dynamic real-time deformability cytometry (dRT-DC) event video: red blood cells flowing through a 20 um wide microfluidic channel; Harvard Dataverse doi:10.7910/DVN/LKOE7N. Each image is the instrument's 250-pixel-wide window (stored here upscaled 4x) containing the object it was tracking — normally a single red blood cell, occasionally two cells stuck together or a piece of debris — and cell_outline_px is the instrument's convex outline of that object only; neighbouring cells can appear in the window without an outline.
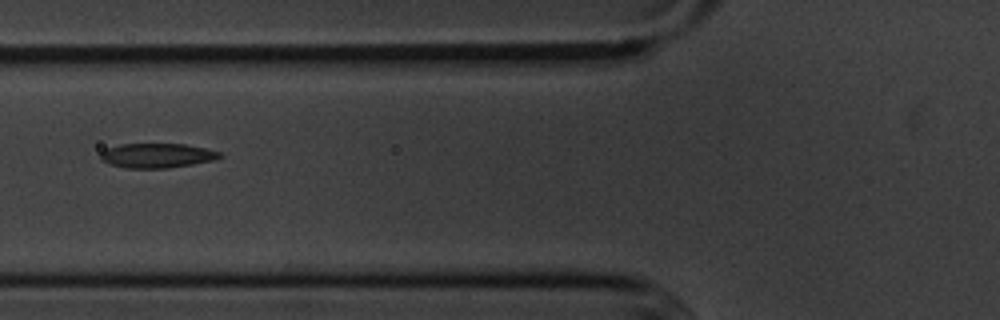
{"species": "common noctule bat (a hibernating species)", "species_latin": "Nyctalus noctula", "temperature_condition": "cold", "stored_images_in_passage": 8, "camera_frame_rate_fps": 3000, "um_per_image_px": 0.085, "animal": {"sex": "male", "body_mass_g": 20.1, "forearm_length_mm": 53.5}, "frame": {"image": 1, "passage_image": 6, "time_ms": 6.667, "image_size_px": [1000, 320], "cell_outline_px": [[224, 156], [212, 160], [192, 164], [168, 168], [128, 168], [108, 164], [100, 160], [100, 152], [104, 148], [120, 144], [184, 144], [204, 148], [220, 152]], "centroid_in_image_um": [13.28, 13.22], "position_along_channel_um": 112.5, "area_um2": 17.11}}
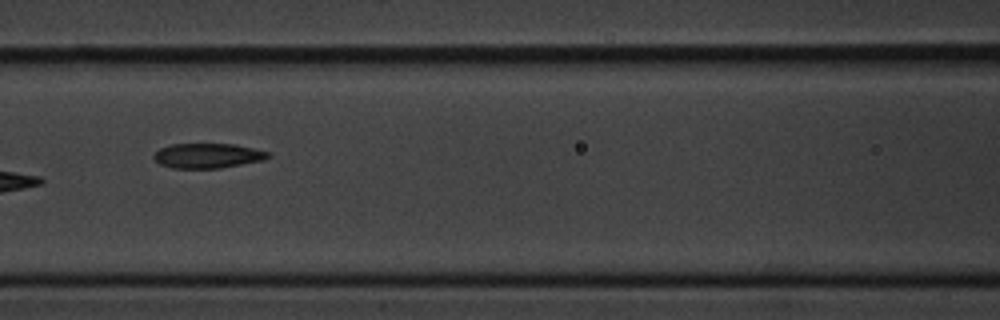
{"frame": {"image": 2, "passage_image": 7, "time_ms": 7.667, "image_size_px": [1000, 320], "cell_outline_px": [[272, 156], [264, 160], [220, 168], [172, 168], [160, 164], [152, 156], [160, 148], [168, 144], [236, 144], [268, 152]], "centroid_in_image_um": [17.65, 13.23], "position_along_channel_um": 149.0, "area_um2": 16.53}}
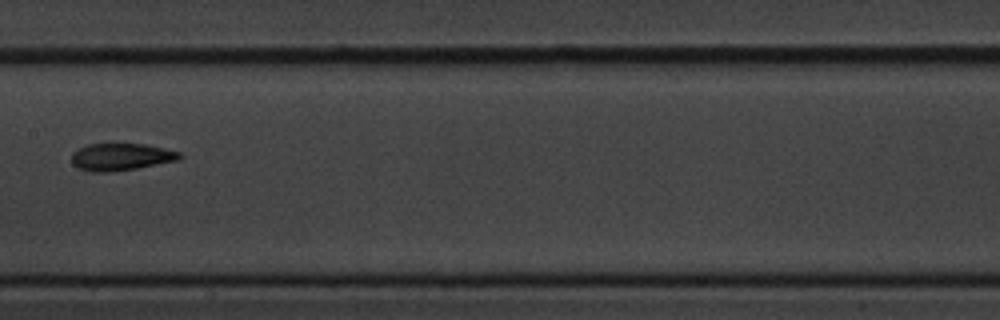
{"frame": {"image": 3, "passage_image": 8, "time_ms": 9.0, "image_size_px": [1000, 320], "cell_outline_px": [[184, 156], [180, 160], [136, 168], [104, 172], [92, 172], [80, 168], [72, 164], [72, 152], [88, 144], [108, 140], [112, 140], [144, 144], [164, 148], [180, 152]], "centroid_in_image_um": [10.29, 13.27], "position_along_channel_um": 197.1, "area_um2": 17.86}}